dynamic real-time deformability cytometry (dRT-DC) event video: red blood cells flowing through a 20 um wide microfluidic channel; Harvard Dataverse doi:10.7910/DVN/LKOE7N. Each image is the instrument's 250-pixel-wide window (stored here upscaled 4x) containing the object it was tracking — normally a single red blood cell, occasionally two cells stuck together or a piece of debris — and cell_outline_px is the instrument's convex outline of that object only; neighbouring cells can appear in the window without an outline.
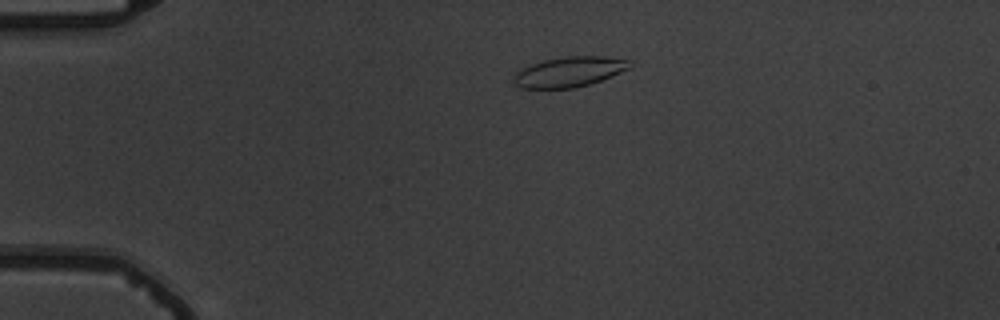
{"species": "common noctule bat (a hibernating species)", "species_latin": "Nyctalus noctula", "temperature_condition": "warm", "stored_images_in_passage": 4, "camera_frame_rate_fps": 3000, "um_per_image_px": 0.085, "animal": {"sex": "male", "body_mass_g": 19.5, "forearm_length_mm": 54.6}, "frame": {"image": 1, "passage_image": 3, "time_ms": 2.333, "image_size_px": [1000, 320], "cell_outline_px": [[632, 68], [612, 76], [576, 88], [520, 88], [512, 80], [516, 72], [520, 68], [544, 60], [564, 56], [604, 56], [632, 60]], "centroid_in_image_um": [48.42, 6.09], "position_along_channel_um": 36.6, "area_um2": 20.58}}